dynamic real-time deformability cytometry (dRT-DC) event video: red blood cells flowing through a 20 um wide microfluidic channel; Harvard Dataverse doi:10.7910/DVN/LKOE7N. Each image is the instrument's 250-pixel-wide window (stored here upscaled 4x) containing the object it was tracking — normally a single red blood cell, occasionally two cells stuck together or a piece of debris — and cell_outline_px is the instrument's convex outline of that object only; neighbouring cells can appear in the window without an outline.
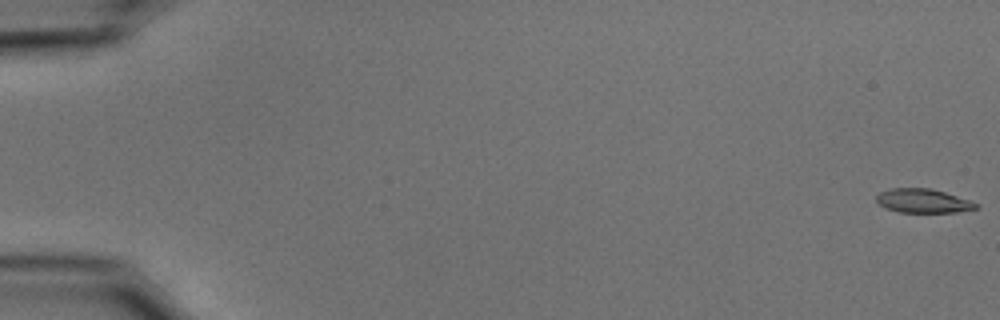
{"species": "common noctule bat (a hibernating species)", "species_latin": "Nyctalus noctula", "temperature_condition": "cold", "stored_images_in_passage": 16, "camera_frame_rate_fps": 3000, "um_per_image_px": 0.085, "animal": {"sex": "male", "body_mass_g": 15.6}, "frame": {"image": 1, "passage_image": 1, "time_ms": 0.0, "image_size_px": [1000, 320], "cell_outline_px": [[980, 208], [956, 212], [900, 212], [884, 208], [876, 200], [876, 196], [880, 192], [892, 188], [932, 188], [980, 204]], "centroid_in_image_um": [78.47, 17.07], "position_along_channel_um": 6.5, "area_um2": 13.87}}